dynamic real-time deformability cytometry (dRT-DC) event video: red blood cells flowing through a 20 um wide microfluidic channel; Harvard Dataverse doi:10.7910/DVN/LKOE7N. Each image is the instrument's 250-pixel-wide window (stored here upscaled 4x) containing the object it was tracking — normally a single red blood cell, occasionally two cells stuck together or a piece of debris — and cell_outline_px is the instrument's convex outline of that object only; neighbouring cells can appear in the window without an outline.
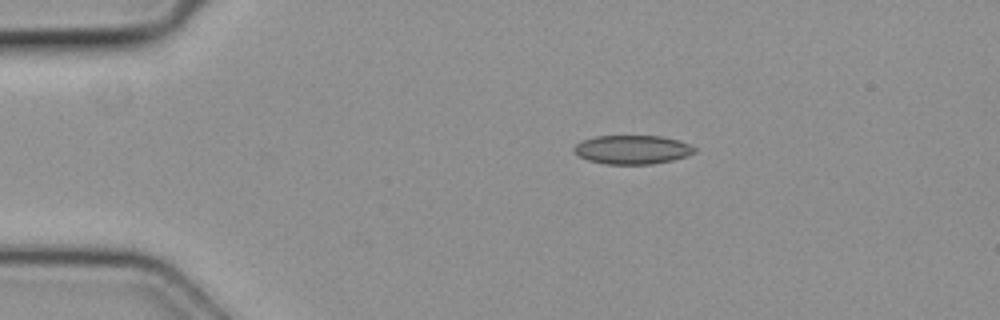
{"species": "common noctule bat (a hibernating species)", "species_latin": "Nyctalus noctula", "temperature_condition": "cold", "stored_images_in_passage": 3, "camera_frame_rate_fps": 3000, "um_per_image_px": 0.085, "animal": {"sex": "female", "body_mass_g": 19.3, "forearm_length_mm": 54.1}, "frame": {"image": 1, "passage_image": 1, "time_ms": 0.0, "image_size_px": [1000, 320], "cell_outline_px": [[696, 152], [672, 160], [652, 164], [608, 164], [588, 160], [580, 156], [572, 148], [576, 144], [584, 140], [596, 136], [660, 136], [680, 140], [696, 148]], "centroid_in_image_um": [53.76, 12.71], "position_along_channel_um": 31.2, "area_um2": 20.06}}